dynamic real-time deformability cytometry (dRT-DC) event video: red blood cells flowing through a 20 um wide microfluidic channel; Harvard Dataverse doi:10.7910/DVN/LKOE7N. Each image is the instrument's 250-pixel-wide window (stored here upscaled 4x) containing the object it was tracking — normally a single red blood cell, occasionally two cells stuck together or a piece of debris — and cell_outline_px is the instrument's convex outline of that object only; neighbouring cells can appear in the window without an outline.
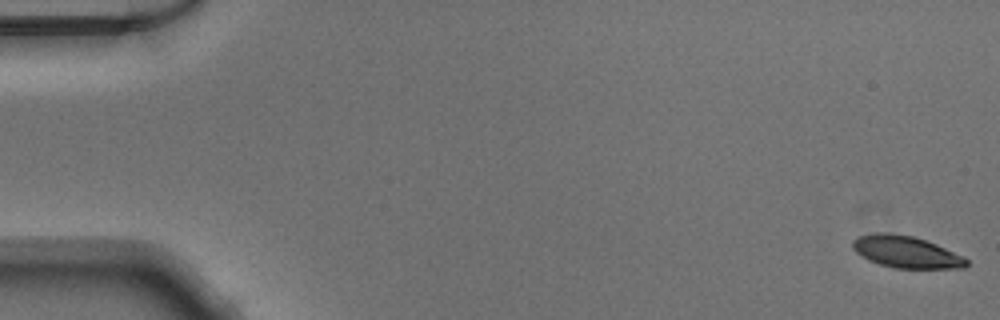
{"species": "Egyptian fruit bat (a non-hibernating species)", "species_latin": "Rousettus aegyptiacus", "temperature_condition": "warm", "stored_images_in_passage": 52, "segment_of_instrument_passage": [1, 2], "camera_frame_rate_fps": 3000, "um_per_image_px": 0.085, "animal": {"sex": "male"}, "frame": {"image": 1, "passage_image": 1, "time_ms": 0.0, "image_size_px": [1000, 320], "cell_outline_px": [[968, 264], [964, 268], [892, 268], [868, 260], [856, 252], [852, 248], [852, 240], [856, 236], [876, 232], [884, 232], [912, 236], [936, 244], [964, 256], [968, 260]], "centroid_in_image_um": [76.99, 21.41], "position_along_channel_um": 8.0, "area_um2": 21.21}}
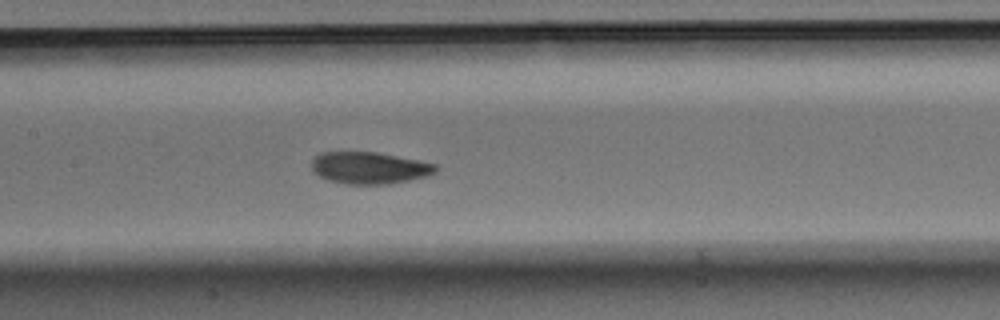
{"frame": {"image": 2, "passage_image": 25, "time_ms": 8.0, "image_size_px": [1000, 320], "cell_outline_px": [[436, 172], [428, 176], [388, 184], [344, 184], [328, 180], [312, 172], [312, 160], [320, 152], [376, 152], [420, 160], [436, 164]], "centroid_in_image_um": [31.39, 14.27], "position_along_channel_um": 176.0, "area_um2": 23.12}}
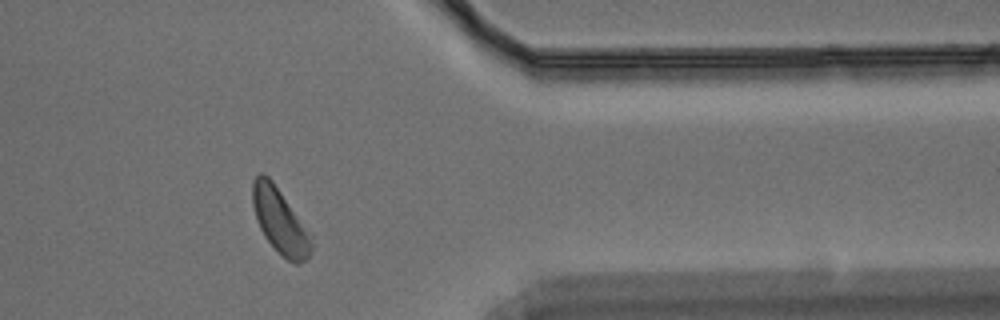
{"frame": {"image": 3, "passage_image": 42, "time_ms": 13.667, "image_size_px": [1000, 320], "cell_outline_px": [[312, 248], [308, 256], [300, 264], [296, 264], [288, 260], [264, 236], [256, 220], [252, 204], [252, 180], [260, 172], [264, 172], [272, 180], [280, 192], [312, 244]], "centroid_in_image_um": [23.69, 18.74], "position_along_channel_um": 387.7, "area_um2": 20.92}}